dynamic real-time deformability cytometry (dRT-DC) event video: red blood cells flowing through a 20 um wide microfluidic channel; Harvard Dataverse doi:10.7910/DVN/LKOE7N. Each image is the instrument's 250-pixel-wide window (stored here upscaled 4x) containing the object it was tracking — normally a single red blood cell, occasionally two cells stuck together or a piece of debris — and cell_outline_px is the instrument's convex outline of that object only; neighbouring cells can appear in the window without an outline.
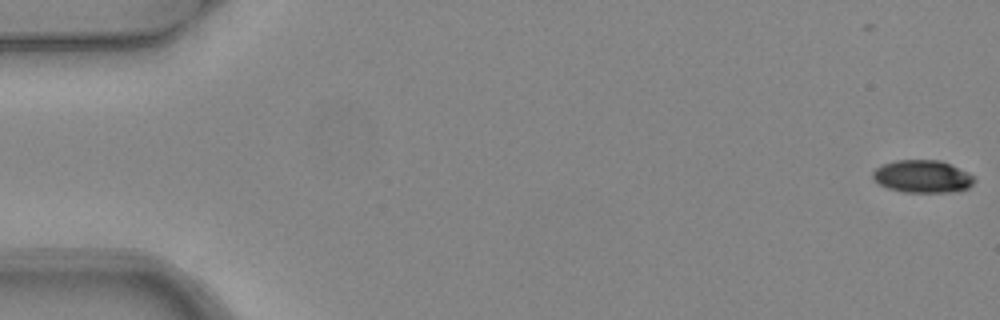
{"species": "common noctule bat (a hibernating species)", "species_latin": "Nyctalus noctula", "temperature_condition": "warm", "stored_images_in_passage": 5, "camera_frame_rate_fps": 3000, "um_per_image_px": 0.085, "animal": {"sex": "female", "body_mass_g": 24.6, "forearm_length_mm": 56.2}, "frame": {"image": 1, "passage_image": 1, "time_ms": 0.0, "image_size_px": [1000, 320], "cell_outline_px": [[976, 180], [968, 188], [952, 192], [904, 192], [888, 188], [880, 184], [872, 176], [872, 172], [880, 164], [896, 160], [940, 160], [968, 172], [976, 176]], "centroid_in_image_um": [78.42, 14.99], "position_along_channel_um": 6.6, "area_um2": 19.36}}
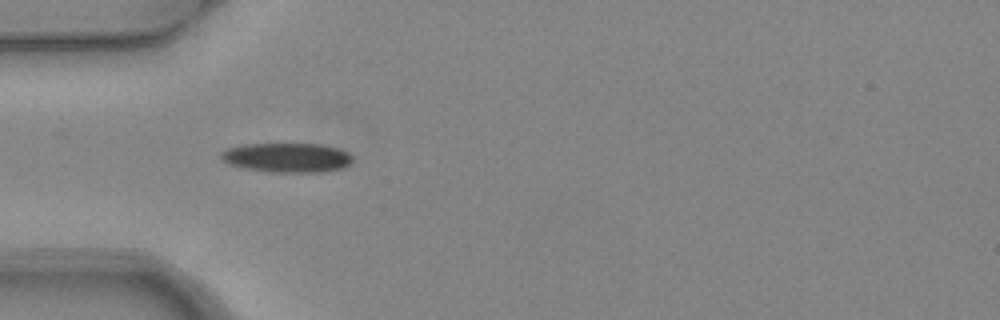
{"frame": {"image": 2, "passage_image": 5, "time_ms": 1.333, "image_size_px": [1000, 320], "cell_outline_px": [[352, 164], [344, 168], [320, 172], [268, 172], [244, 168], [228, 164], [220, 160], [220, 152], [224, 148], [240, 144], [320, 144], [340, 148], [348, 152], [352, 156]], "centroid_in_image_um": [24.37, 13.39], "position_along_channel_um": 60.6, "area_um2": 23.06}}